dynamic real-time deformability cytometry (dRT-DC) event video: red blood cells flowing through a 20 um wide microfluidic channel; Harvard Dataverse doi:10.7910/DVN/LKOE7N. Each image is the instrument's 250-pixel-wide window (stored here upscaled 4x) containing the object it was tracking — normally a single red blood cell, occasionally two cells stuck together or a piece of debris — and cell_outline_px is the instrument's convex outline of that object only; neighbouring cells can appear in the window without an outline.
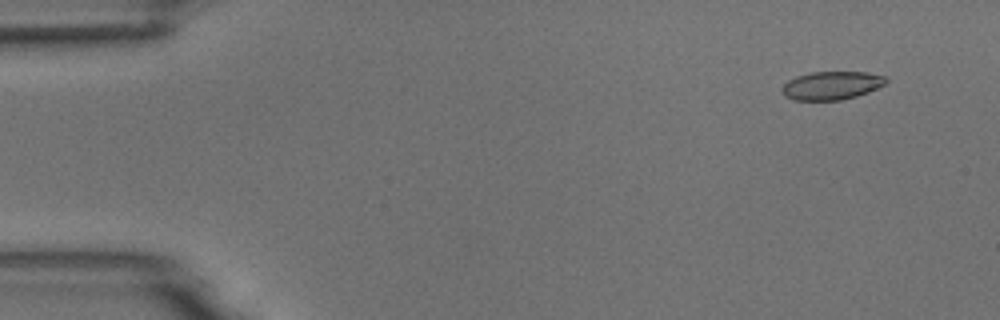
{"species": "common noctule bat (a hibernating species)", "species_latin": "Nyctalus noctula", "temperature_condition": "room temperature", "stored_images_in_passage": 6, "camera_frame_rate_fps": 3000, "um_per_image_px": 0.085, "animal": {"sex": "male", "body_mass_g": 18.8}, "frame": {"image": 1, "passage_image": 1, "time_ms": 0.0, "image_size_px": [1000, 320], "cell_outline_px": [[888, 80], [884, 84], [868, 92], [856, 96], [840, 100], [796, 100], [784, 96], [784, 84], [788, 80], [796, 76], [812, 72], [868, 72], [884, 76]], "centroid_in_image_um": [70.7, 7.26], "position_along_channel_um": 14.3, "area_um2": 16.94}}
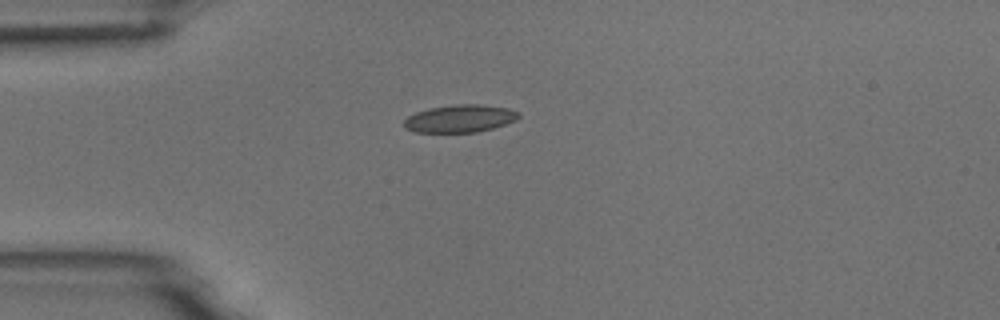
{"frame": {"image": 2, "passage_image": 4, "time_ms": 3.333, "image_size_px": [1000, 320], "cell_outline_px": [[520, 116], [516, 120], [492, 128], [476, 132], [416, 132], [408, 128], [404, 124], [404, 120], [408, 116], [416, 112], [428, 108], [456, 104], [480, 104], [508, 108], [520, 112]], "centroid_in_image_um": [39.12, 10.06], "position_along_channel_um": 45.9, "area_um2": 18.32}}